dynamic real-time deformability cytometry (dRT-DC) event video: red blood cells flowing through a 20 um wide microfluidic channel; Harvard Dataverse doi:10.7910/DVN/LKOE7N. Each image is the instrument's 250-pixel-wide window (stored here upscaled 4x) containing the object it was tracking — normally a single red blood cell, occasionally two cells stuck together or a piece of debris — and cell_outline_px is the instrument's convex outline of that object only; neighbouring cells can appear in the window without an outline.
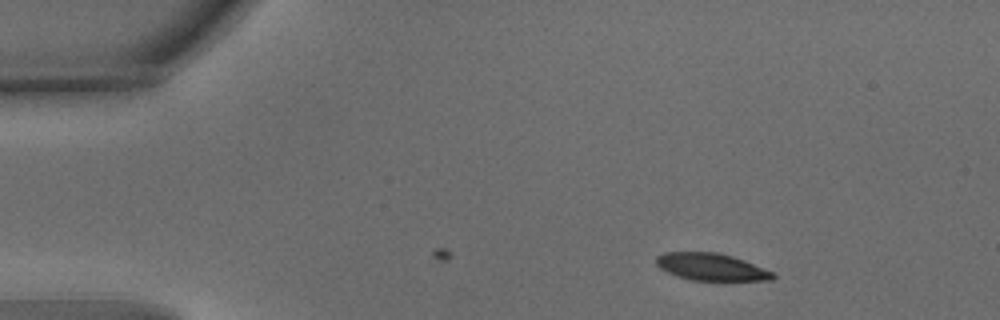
{"species": "common noctule bat (a hibernating species)", "species_latin": "Nyctalus noctula", "temperature_condition": "warm", "stored_images_in_passage": 42, "camera_frame_rate_fps": 3000, "um_per_image_px": 0.085, "animal": {"sex": "male", "body_mass_g": 15.6}, "frame": {"image": 1, "passage_image": 1, "time_ms": 0.0, "image_size_px": [1000, 320], "cell_outline_px": [[776, 276], [772, 280], [692, 280], [676, 276], [660, 268], [656, 264], [656, 256], [664, 252], [716, 252], [732, 256], [744, 260], [772, 272]], "centroid_in_image_um": [60.42, 22.68], "position_along_channel_um": 24.6, "area_um2": 18.32}}
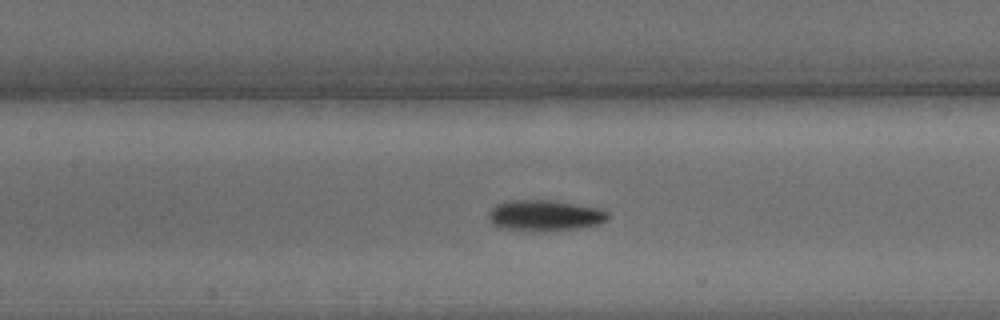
{"frame": {"image": 2, "passage_image": 18, "time_ms": 5.667, "image_size_px": [1000, 320], "cell_outline_px": [[612, 216], [608, 220], [600, 224], [580, 228], [552, 232], [520, 232], [500, 228], [492, 224], [488, 220], [488, 212], [496, 204], [508, 200], [556, 200], [600, 208], [608, 212]], "centroid_in_image_um": [46.31, 18.34], "position_along_channel_um": 161.1, "area_um2": 22.6}}
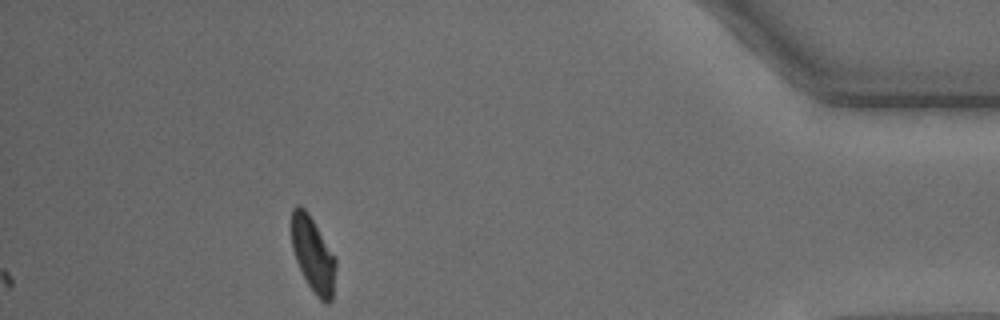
{"frame": {"image": 3, "passage_image": 42, "time_ms": 13.667, "image_size_px": [1000, 320], "cell_outline_px": [[336, 264], [332, 300], [328, 304], [324, 304], [316, 296], [308, 284], [296, 260], [292, 248], [292, 208], [296, 204], [300, 204], [308, 212], [336, 256]], "centroid_in_image_um": [26.63, 21.63], "position_along_channel_um": 408.6, "area_um2": 19.48}, "authors_computed_cell_mechanics": {"area_um2": 20.5768, "velocity_mm_per_s": 3.729, "shape_relaxation_time_tau1_ms": 2.4364, "shape_relaxation_time_tau2_ms": 3.7349, "deformation_change_tau1": 0.144, "deformation_change_tau2": 0.0953}}